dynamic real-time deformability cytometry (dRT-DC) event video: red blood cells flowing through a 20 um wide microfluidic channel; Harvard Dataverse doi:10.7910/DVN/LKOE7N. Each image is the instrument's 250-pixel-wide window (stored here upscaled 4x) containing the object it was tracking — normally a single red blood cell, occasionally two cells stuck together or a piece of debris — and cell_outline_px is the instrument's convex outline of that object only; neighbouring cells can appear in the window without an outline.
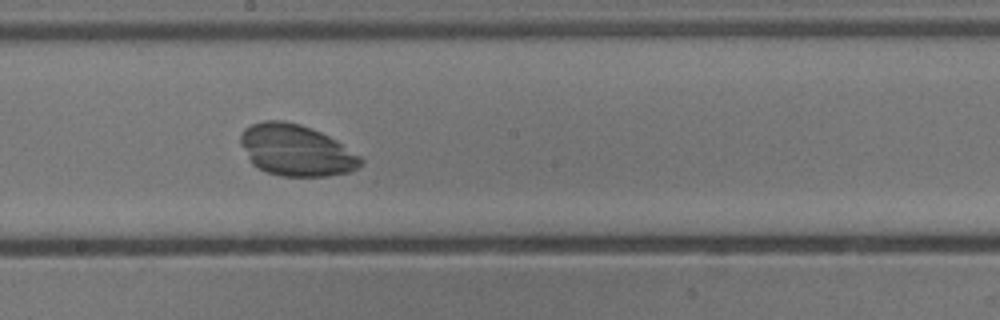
{"species": "common noctule bat (a hibernating species)", "species_latin": "Nyctalus noctula", "temperature_condition": "cold", "stored_images_in_passage": 54, "camera_frame_rate_fps": 3000, "um_per_image_px": 0.085, "animal": {"sex": "male", "body_mass_g": 13.3}, "frame": {"image": 1, "passage_image": 30, "time_ms": 9.667, "image_size_px": [1000, 320], "cell_outline_px": [[364, 164], [360, 168], [348, 172], [328, 176], [280, 176], [268, 172], [252, 164], [240, 144], [240, 136], [244, 128], [252, 124], [264, 120], [284, 120], [300, 124], [320, 132], [336, 140], [360, 156], [364, 160]], "centroid_in_image_um": [25.18, 12.77], "position_along_channel_um": 223.0, "area_um2": 36.01}}
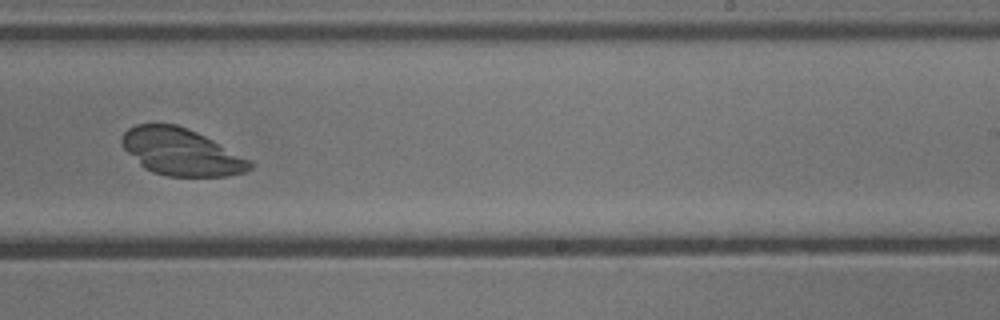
{"frame": {"image": 2, "passage_image": 34, "time_ms": 11.0, "image_size_px": [1000, 320], "cell_outline_px": [[252, 168], [244, 172], [228, 176], [168, 176], [152, 172], [144, 168], [120, 144], [120, 140], [124, 132], [128, 128], [136, 124], [176, 124], [196, 132], [252, 160]], "centroid_in_image_um": [15.39, 12.92], "position_along_channel_um": 273.6, "area_um2": 34.85}}
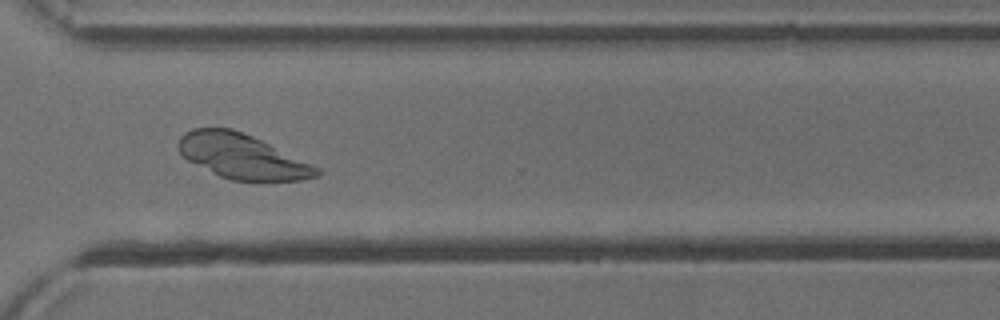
{"frame": {"image": 3, "passage_image": 40, "time_ms": 13.0, "image_size_px": [1000, 320], "cell_outline_px": [[324, 172], [320, 176], [300, 180], [232, 180], [220, 176], [188, 160], [180, 152], [176, 144], [180, 136], [184, 132], [192, 128], [232, 128], [252, 136], [312, 164], [320, 168]], "centroid_in_image_um": [20.58, 13.28], "position_along_channel_um": 350.0, "area_um2": 35.72}}